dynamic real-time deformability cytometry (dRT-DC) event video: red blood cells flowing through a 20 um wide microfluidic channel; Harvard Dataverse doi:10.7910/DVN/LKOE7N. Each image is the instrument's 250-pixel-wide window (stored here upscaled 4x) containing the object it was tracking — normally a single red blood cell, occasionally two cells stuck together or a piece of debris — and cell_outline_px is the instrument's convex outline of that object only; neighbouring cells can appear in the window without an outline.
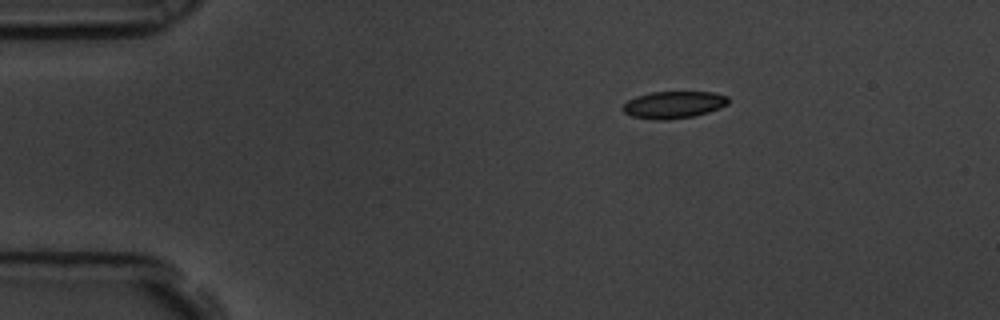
{"species": "common noctule bat (a hibernating species)", "species_latin": "Nyctalus noctula", "temperature_condition": "room temperature", "stored_images_in_passage": 4, "camera_frame_rate_fps": 3000, "um_per_image_px": 0.085, "animal": {"sex": "male", "body_mass_g": 19.5, "forearm_length_mm": 54.6}, "frame": {"image": 1, "passage_image": 1, "time_ms": 0.0, "image_size_px": [1000, 320], "cell_outline_px": [[728, 104], [720, 108], [708, 112], [692, 116], [668, 120], [652, 120], [632, 116], [624, 112], [624, 104], [628, 100], [636, 96], [652, 92], [712, 92], [728, 96]], "centroid_in_image_um": [57.27, 8.9], "position_along_channel_um": 27.7, "area_um2": 16.59}}
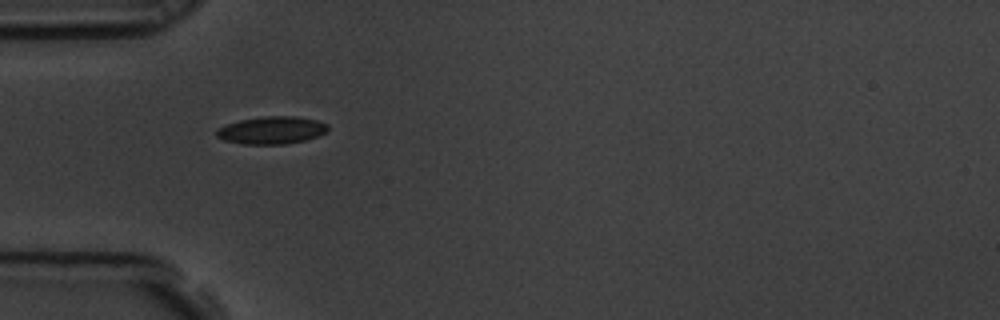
{"frame": {"image": 2, "passage_image": 3, "time_ms": 0.667, "image_size_px": [1000, 320], "cell_outline_px": [[328, 132], [304, 140], [284, 144], [244, 144], [224, 140], [216, 136], [216, 132], [220, 128], [228, 124], [240, 120], [264, 116], [296, 116], [316, 120], [328, 124]], "centroid_in_image_um": [23.12, 11.06], "position_along_channel_um": 61.9, "area_um2": 17.69}}
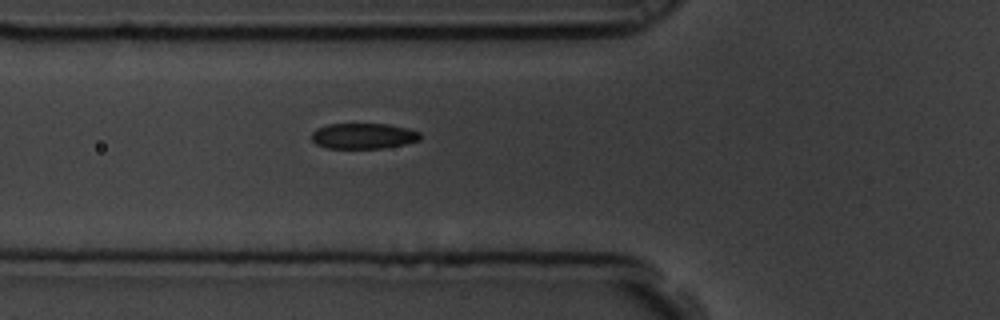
{"frame": {"image": 3, "passage_image": 4, "time_ms": 1.0, "image_size_px": [1000, 320], "cell_outline_px": [[420, 140], [404, 144], [384, 148], [324, 148], [316, 144], [312, 140], [312, 132], [316, 128], [328, 124], [388, 124], [408, 128], [420, 132]], "centroid_in_image_um": [30.87, 11.56], "position_along_channel_um": 94.9, "area_um2": 16.3}}